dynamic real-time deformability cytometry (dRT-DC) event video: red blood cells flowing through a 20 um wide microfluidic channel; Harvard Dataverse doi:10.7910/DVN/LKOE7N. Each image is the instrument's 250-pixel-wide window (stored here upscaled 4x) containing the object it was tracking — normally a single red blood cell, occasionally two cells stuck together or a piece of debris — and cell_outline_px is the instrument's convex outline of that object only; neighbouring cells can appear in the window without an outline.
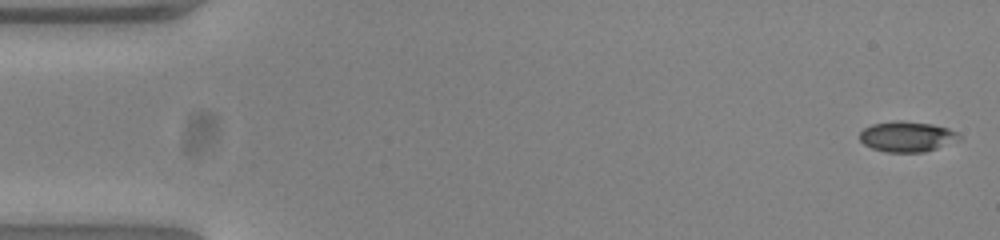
{"species": "common noctule bat (a hibernating species)", "species_latin": "Nyctalus noctula", "temperature_condition": "warm", "stored_images_in_passage": 53, "camera_frame_rate_fps": 3000, "um_per_image_px": 0.085, "animal": {"sex": "female", "body_mass_g": 23.0, "forearm_length_mm": 53.4}, "frame": {"image": 1, "passage_image": 1, "time_ms": 0.0, "image_size_px": [1000, 240], "cell_outline_px": [[960, 140], [924, 152], [888, 152], [872, 148], [864, 144], [860, 140], [860, 132], [864, 128], [872, 124], [896, 120], [900, 120], [932, 124], [948, 128], [956, 132], [960, 136]], "centroid_in_image_um": [77.09, 11.6], "position_along_channel_um": 7.9, "area_um2": 17.57}}
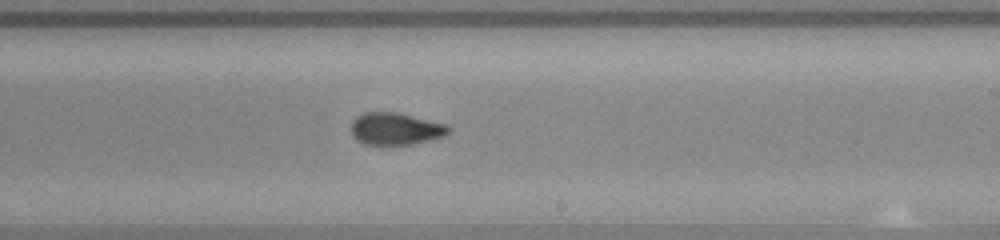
{"frame": {"image": 2, "passage_image": 31, "time_ms": 10.0, "image_size_px": [1000, 240], "cell_outline_px": [[452, 128], [444, 136], [412, 144], [364, 144], [356, 140], [352, 136], [352, 120], [356, 116], [364, 112], [396, 112], [448, 124]], "centroid_in_image_um": [33.62, 10.93], "position_along_channel_um": 255.4, "area_um2": 18.26}}
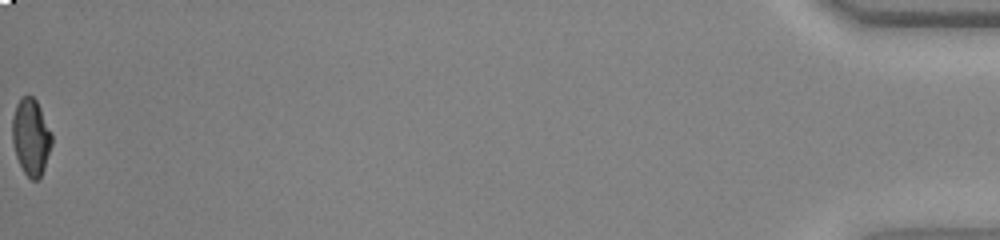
{"frame": {"image": 3, "passage_image": 53, "time_ms": 17.333, "image_size_px": [1000, 240], "cell_outline_px": [[52, 144], [44, 168], [40, 176], [36, 180], [32, 180], [24, 172], [16, 156], [12, 140], [12, 116], [16, 104], [20, 96], [32, 96], [36, 100], [52, 132]], "centroid_in_image_um": [2.62, 11.61], "position_along_channel_um": 432.6, "area_um2": 17.63}, "authors_computed_cell_mechanics": {"area_um2": 18.207, "velocity_mm_per_s": 3.8565, "shape_relaxation_time_tau1_ms": 4.0526, "shape_relaxation_time_tau2_ms": 1.3718, "deformation_change_tau1": 0.1786, "deformation_change_tau2": 0.0723}}